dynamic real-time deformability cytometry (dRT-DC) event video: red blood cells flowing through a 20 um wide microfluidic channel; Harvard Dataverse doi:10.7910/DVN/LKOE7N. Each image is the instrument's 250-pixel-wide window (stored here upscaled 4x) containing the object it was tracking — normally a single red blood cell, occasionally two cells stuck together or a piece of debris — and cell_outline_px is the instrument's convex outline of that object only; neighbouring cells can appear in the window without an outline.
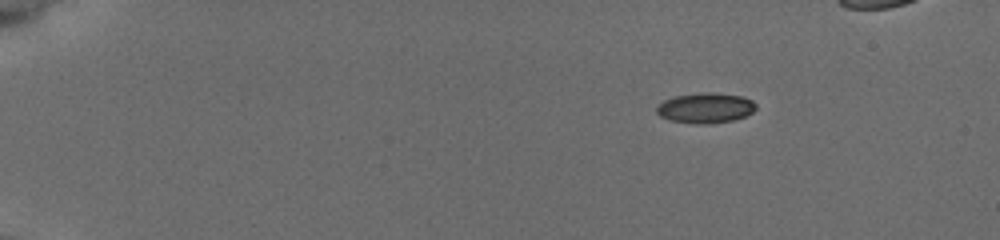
{"species": "common noctule bat (a hibernating species)", "species_latin": "Nyctalus noctula", "temperature_condition": "cold", "stored_images_in_passage": 11, "camera_frame_rate_fps": 3000, "um_per_image_px": 0.085, "animal": {"sex": "female", "body_mass_g": 19.5, "forearm_length_mm": 54.1}, "frame": {"image": 1, "passage_image": 1, "time_ms": 0.0, "image_size_px": [1000, 240], "cell_outline_px": [[756, 108], [752, 112], [744, 116], [732, 120], [708, 124], [696, 124], [672, 120], [660, 116], [656, 112], [656, 108], [664, 100], [676, 96], [704, 92], [712, 92], [740, 96], [752, 100], [756, 104]], "centroid_in_image_um": [59.97, 9.17], "position_along_channel_um": 25.0, "area_um2": 17.28}}
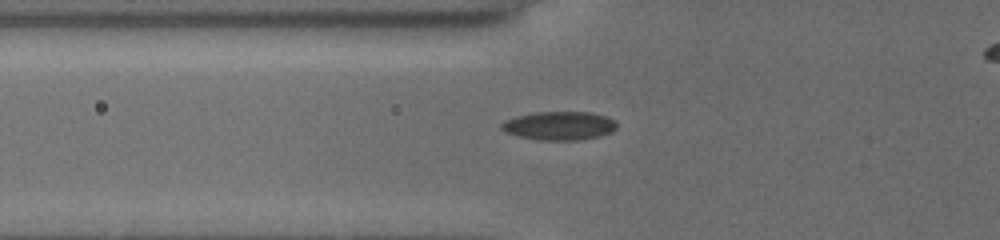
{"frame": {"image": 2, "passage_image": 7, "time_ms": 4.333, "image_size_px": [1000, 240], "cell_outline_px": [[616, 128], [612, 132], [600, 136], [576, 140], [540, 140], [520, 136], [504, 132], [500, 128], [500, 124], [504, 120], [516, 116], [536, 112], [588, 112], [604, 116], [612, 120], [616, 124]], "centroid_in_image_um": [47.49, 10.69], "position_along_channel_um": 78.3, "area_um2": 19.07}}
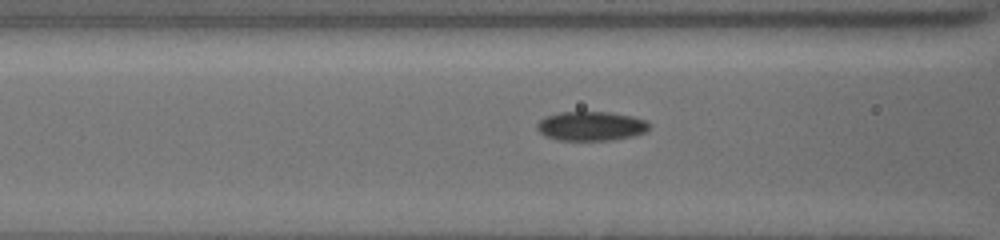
{"frame": {"image": 3, "passage_image": 9, "time_ms": 5.333, "image_size_px": [1000, 240], "cell_outline_px": [[648, 128], [644, 132], [632, 136], [612, 140], [560, 140], [548, 136], [540, 132], [536, 128], [536, 124], [544, 116], [560, 112], [608, 112], [632, 116], [644, 120], [648, 124]], "centroid_in_image_um": [50.2, 10.71], "position_along_channel_um": 116.4, "area_um2": 18.9}}